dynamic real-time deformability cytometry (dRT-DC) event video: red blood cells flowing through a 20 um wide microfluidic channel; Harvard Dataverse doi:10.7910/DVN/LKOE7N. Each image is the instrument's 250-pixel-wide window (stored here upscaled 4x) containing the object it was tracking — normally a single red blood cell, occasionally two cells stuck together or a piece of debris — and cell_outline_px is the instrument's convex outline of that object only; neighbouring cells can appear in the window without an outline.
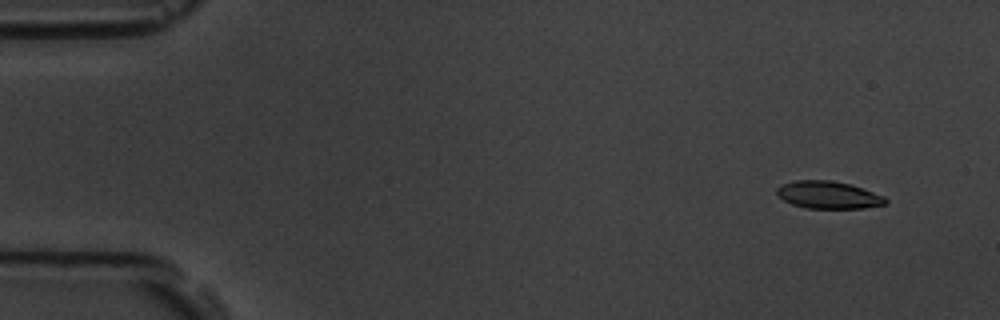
{"species": "common noctule bat (a hibernating species)", "species_latin": "Nyctalus noctula", "temperature_condition": "room temperature", "stored_images_in_passage": 10, "camera_frame_rate_fps": 3000, "um_per_image_px": 0.085, "animal": {"sex": "male", "body_mass_g": 19.5, "forearm_length_mm": 54.6}, "frame": {"image": 1, "passage_image": 1, "time_ms": 0.0, "image_size_px": [1000, 320], "cell_outline_px": [[888, 200], [884, 204], [864, 208], [808, 208], [792, 204], [784, 200], [776, 192], [776, 188], [784, 184], [796, 180], [832, 180], [852, 184], [884, 196]], "centroid_in_image_um": [70.43, 16.56], "position_along_channel_um": 14.6, "area_um2": 17.28}}
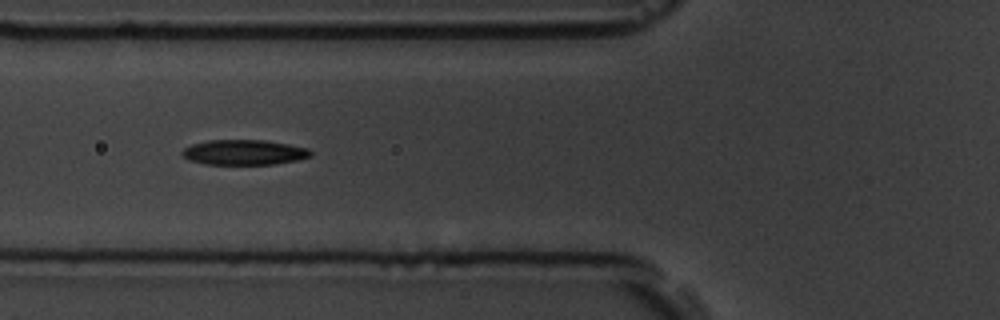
{"frame": {"image": 2, "passage_image": 6, "time_ms": 5.667, "image_size_px": [1000, 320], "cell_outline_px": [[312, 156], [296, 160], [276, 164], [204, 164], [188, 160], [180, 152], [184, 148], [192, 144], [208, 140], [264, 140], [288, 144], [308, 148], [312, 152]], "centroid_in_image_um": [20.74, 12.95], "position_along_channel_um": 105.1, "area_um2": 18.84}}
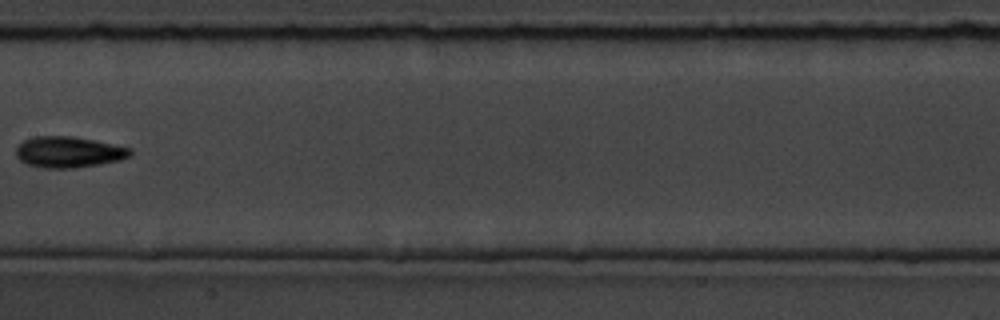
{"frame": {"image": 3, "passage_image": 8, "time_ms": 8.333, "image_size_px": [1000, 320], "cell_outline_px": [[132, 152], [128, 156], [120, 160], [100, 164], [72, 168], [44, 168], [28, 164], [20, 160], [16, 156], [16, 148], [24, 140], [36, 136], [72, 136], [132, 148]], "centroid_in_image_um": [5.82, 12.92], "position_along_channel_um": 201.6, "area_um2": 20.46}}